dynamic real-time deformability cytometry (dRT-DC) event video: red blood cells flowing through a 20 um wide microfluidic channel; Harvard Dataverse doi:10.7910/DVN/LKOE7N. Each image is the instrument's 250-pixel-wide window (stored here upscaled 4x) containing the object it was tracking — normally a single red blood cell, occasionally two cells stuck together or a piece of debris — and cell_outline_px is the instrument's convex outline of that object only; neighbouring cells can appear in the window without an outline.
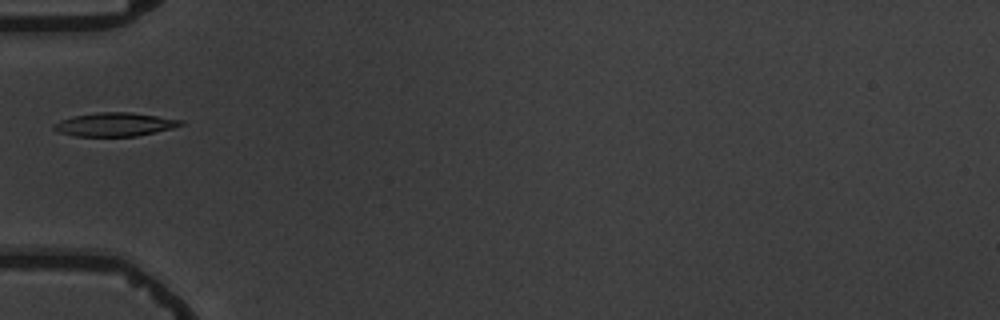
{"species": "common noctule bat (a hibernating species)", "species_latin": "Nyctalus noctula", "temperature_condition": "warm", "stored_images_in_passage": 5, "camera_frame_rate_fps": 3000, "um_per_image_px": 0.085, "animal": {"sex": "male", "body_mass_g": 19.5, "forearm_length_mm": 54.6}, "frame": {"image": 1, "passage_image": 5, "time_ms": 5.333, "image_size_px": [1000, 320], "cell_outline_px": [[184, 124], [172, 128], [136, 136], [76, 136], [56, 132], [52, 128], [52, 124], [60, 120], [72, 116], [96, 112], [132, 112], [184, 120]], "centroid_in_image_um": [9.71, 10.57], "position_along_channel_um": 75.3, "area_um2": 17.57}}